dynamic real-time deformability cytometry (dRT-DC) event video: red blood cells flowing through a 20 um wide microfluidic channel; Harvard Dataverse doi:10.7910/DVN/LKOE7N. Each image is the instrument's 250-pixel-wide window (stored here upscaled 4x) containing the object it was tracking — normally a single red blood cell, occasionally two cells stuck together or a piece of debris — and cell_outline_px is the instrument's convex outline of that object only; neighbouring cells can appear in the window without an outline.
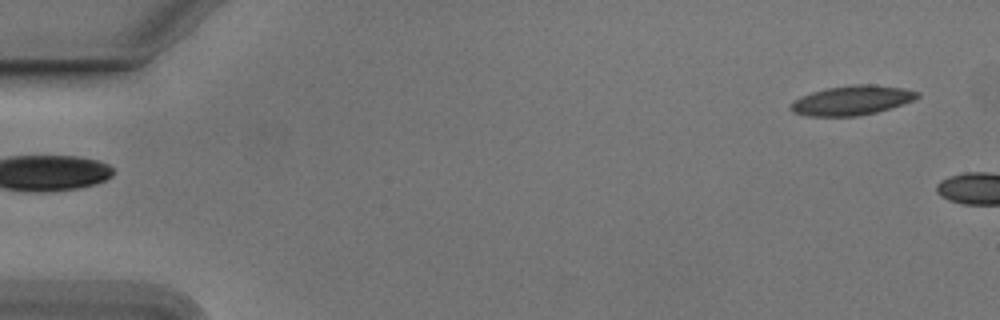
{"species": "Egyptian fruit bat (a non-hibernating species)", "species_latin": "Rousettus aegyptiacus", "temperature_condition": "cold", "stored_images_in_passage": 5, "camera_frame_rate_fps": 3000, "um_per_image_px": 0.085, "animal": {"sex": "male"}, "frame": {"image": 1, "passage_image": 1, "time_ms": 0.0, "image_size_px": [1000, 320], "cell_outline_px": [[920, 96], [912, 100], [876, 112], [856, 116], [808, 116], [792, 112], [788, 108], [800, 96], [824, 88], [852, 84], [872, 84], [904, 88], [920, 92]], "centroid_in_image_um": [72.38, 8.52], "position_along_channel_um": 12.6, "area_um2": 21.68}}